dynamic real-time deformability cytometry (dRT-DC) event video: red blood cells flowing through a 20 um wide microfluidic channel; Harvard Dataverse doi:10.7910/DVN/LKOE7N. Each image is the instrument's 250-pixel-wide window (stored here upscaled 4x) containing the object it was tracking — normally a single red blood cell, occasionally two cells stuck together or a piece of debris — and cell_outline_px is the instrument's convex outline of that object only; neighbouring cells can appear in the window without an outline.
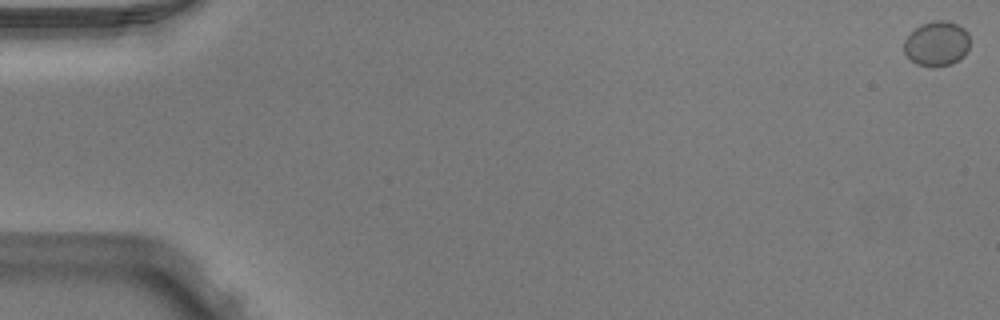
{"species": "Egyptian fruit bat (a non-hibernating species)", "species_latin": "Rousettus aegyptiacus", "temperature_condition": "warm", "stored_images_in_passage": 52, "camera_frame_rate_fps": 3000, "um_per_image_px": 0.085, "animal": {"sex": "male"}, "frame": {"image": 1, "passage_image": 1, "time_ms": 0.0, "image_size_px": [1000, 320], "cell_outline_px": [[968, 52], [960, 60], [952, 64], [916, 64], [904, 52], [904, 40], [920, 24], [936, 20], [948, 20], [964, 28], [968, 32]], "centroid_in_image_um": [79.65, 3.67], "position_along_channel_um": 5.3, "area_um2": 16.88}}
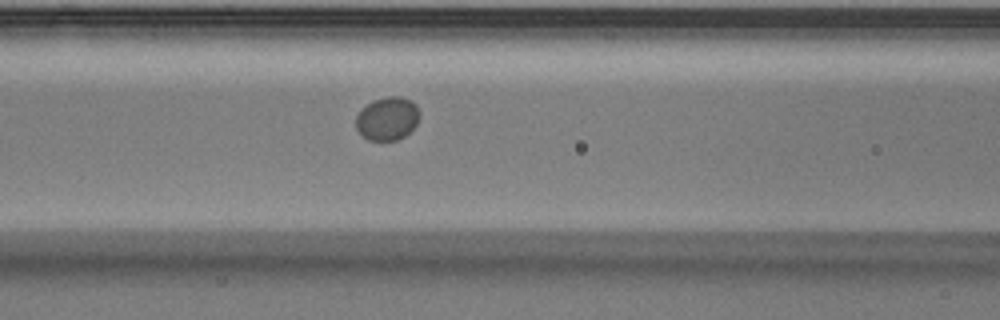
{"frame": {"image": 2, "passage_image": 23, "time_ms": 7.333, "image_size_px": [1000, 320], "cell_outline_px": [[420, 116], [416, 124], [404, 136], [396, 140], [368, 140], [356, 128], [356, 116], [360, 108], [372, 100], [388, 96], [400, 96], [412, 100], [416, 104], [420, 112]], "centroid_in_image_um": [32.92, 10.05], "position_along_channel_um": 133.7, "area_um2": 16.18}}
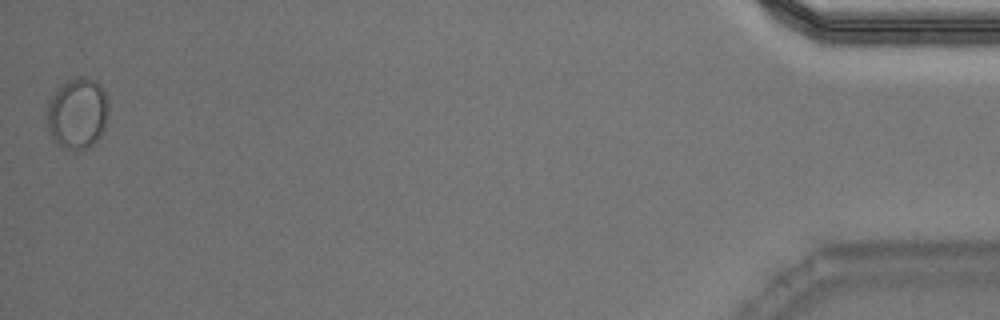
{"frame": {"image": 3, "passage_image": 52, "time_ms": 17.0, "image_size_px": [1000, 320], "cell_outline_px": [[108, 120], [100, 136], [88, 148], [76, 152], [64, 148], [52, 140], [48, 132], [44, 116], [48, 100], [56, 88], [60, 84], [76, 76], [84, 76], [100, 84], [108, 100]], "centroid_in_image_um": [6.53, 9.65], "position_along_channel_um": 428.7, "area_um2": 26.47}}